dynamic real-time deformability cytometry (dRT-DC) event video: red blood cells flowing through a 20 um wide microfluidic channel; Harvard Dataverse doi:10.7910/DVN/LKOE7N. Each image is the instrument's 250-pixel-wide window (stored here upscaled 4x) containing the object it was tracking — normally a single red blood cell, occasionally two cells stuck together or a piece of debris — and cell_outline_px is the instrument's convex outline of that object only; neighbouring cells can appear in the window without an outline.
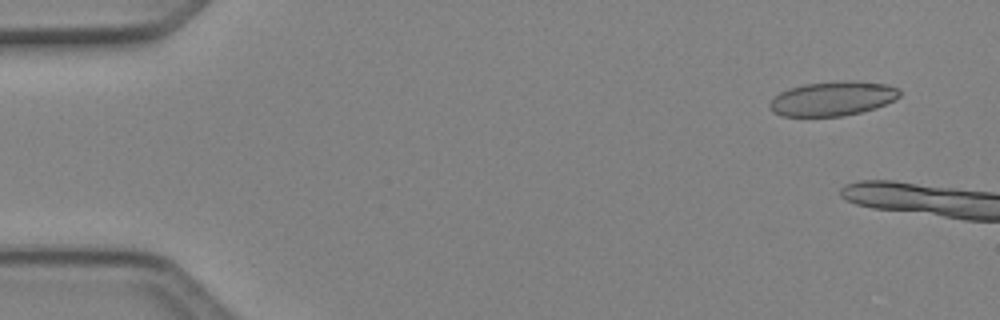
{"species": "Egyptian fruit bat (a non-hibernating species)", "species_latin": "Rousettus aegyptiacus", "temperature_condition": "cold", "stored_images_in_passage": 2, "camera_frame_rate_fps": 3000, "um_per_image_px": 0.085, "animal": {"sex": "female"}, "frame": {"image": 1, "passage_image": 1, "time_ms": 0.0, "image_size_px": [1000, 320], "cell_outline_px": [[900, 96], [876, 108], [844, 116], [784, 116], [772, 112], [768, 104], [780, 92], [788, 88], [804, 84], [848, 80], [852, 80], [888, 84], [900, 88]], "centroid_in_image_um": [70.78, 8.37], "position_along_channel_um": 14.2, "area_um2": 26.07}}